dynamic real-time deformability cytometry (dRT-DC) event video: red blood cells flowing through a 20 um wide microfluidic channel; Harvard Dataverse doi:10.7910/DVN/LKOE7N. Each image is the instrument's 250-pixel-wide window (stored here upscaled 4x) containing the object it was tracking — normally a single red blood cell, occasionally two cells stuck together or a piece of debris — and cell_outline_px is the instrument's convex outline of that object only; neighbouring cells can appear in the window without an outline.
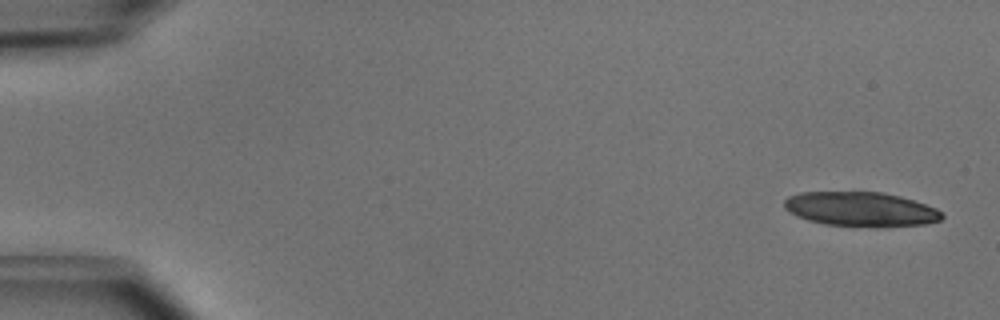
{"species": "common noctule bat (a hibernating species)", "species_latin": "Nyctalus noctula", "temperature_condition": "cold", "stored_images_in_passage": 7, "camera_frame_rate_fps": 3000, "um_per_image_px": 0.085, "animal": {"sex": "male", "body_mass_g": 15.6}, "frame": {"image": 1, "passage_image": 1, "time_ms": 0.0, "image_size_px": [1000, 320], "cell_outline_px": [[944, 216], [940, 220], [928, 224], [876, 228], [824, 224], [808, 220], [796, 216], [788, 212], [784, 208], [784, 200], [788, 196], [800, 192], [880, 192], [900, 196], [936, 208], [944, 212]], "centroid_in_image_um": [73.17, 17.8], "position_along_channel_um": 11.8, "area_um2": 32.14}}
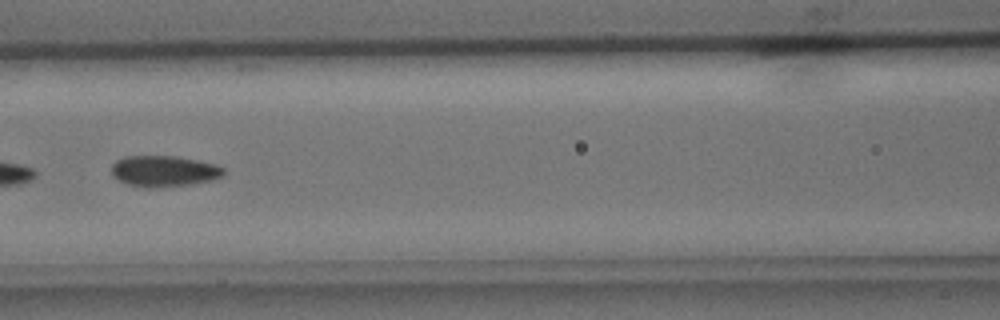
{"frame": {"image": 2, "passage_image": 7, "time_ms": 2.0, "image_size_px": [1000, 320], "cell_outline_px": [[224, 176], [212, 180], [192, 184], [148, 188], [144, 188], [124, 184], [112, 176], [112, 164], [116, 160], [124, 156], [176, 156], [216, 164], [224, 168]], "centroid_in_image_um": [13.91, 14.55], "position_along_channel_um": 152.7, "area_um2": 20.52}}